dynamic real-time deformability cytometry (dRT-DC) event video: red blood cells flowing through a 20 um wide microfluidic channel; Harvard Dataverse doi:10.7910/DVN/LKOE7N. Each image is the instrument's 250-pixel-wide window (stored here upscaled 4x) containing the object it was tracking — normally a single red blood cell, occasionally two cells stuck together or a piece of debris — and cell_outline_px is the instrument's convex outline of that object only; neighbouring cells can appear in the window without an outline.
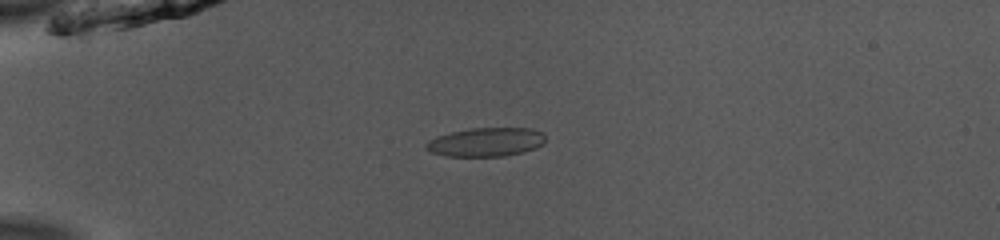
{"species": "common noctule bat (a hibernating species)", "species_latin": "Nyctalus noctula", "temperature_condition": "room temperature", "stored_images_in_passage": 51, "camera_frame_rate_fps": 3000, "um_per_image_px": 0.085, "animal": {"sex": "male", "body_mass_g": 13.0, "forearm_length_mm": 53.1}, "frame": {"image": 1, "passage_image": 14, "time_ms": 4.333, "image_size_px": [1000, 240], "cell_outline_px": [[544, 144], [536, 148], [524, 152], [504, 156], [444, 156], [432, 152], [424, 144], [428, 140], [436, 136], [452, 132], [472, 128], [532, 128], [540, 132], [544, 136]], "centroid_in_image_um": [41.32, 12.08], "position_along_channel_um": 43.7, "area_um2": 20.0}}
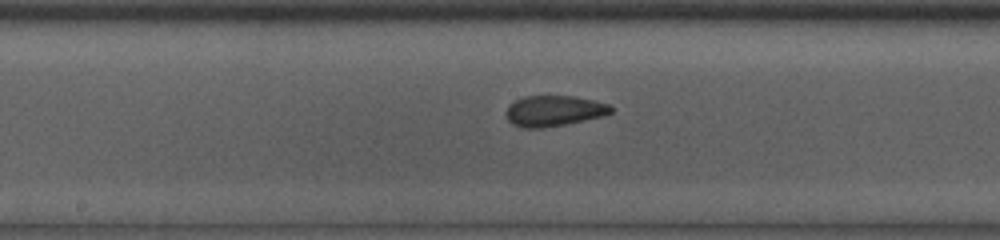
{"frame": {"image": 2, "passage_image": 28, "time_ms": 9.0, "image_size_px": [1000, 240], "cell_outline_px": [[612, 112], [604, 116], [564, 124], [540, 128], [524, 128], [512, 124], [508, 120], [508, 104], [524, 96], [576, 96], [612, 104]], "centroid_in_image_um": [47.13, 9.41], "position_along_channel_um": 201.1, "area_um2": 18.73}}
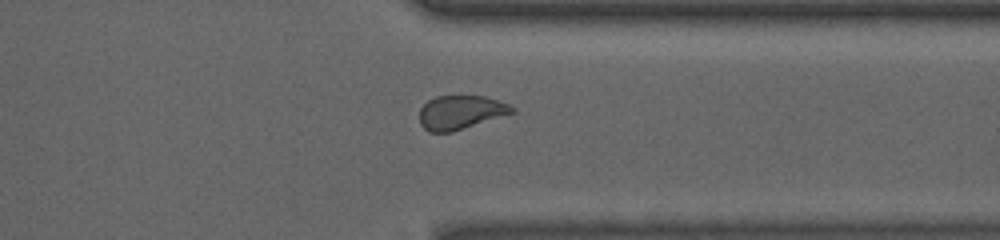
{"frame": {"image": 3, "passage_image": 41, "time_ms": 13.333, "image_size_px": [1000, 240], "cell_outline_px": [[516, 112], [452, 132], [428, 132], [420, 124], [420, 108], [428, 100], [436, 96], [484, 96], [512, 104], [516, 108]], "centroid_in_image_um": [39.18, 9.54], "position_along_channel_um": 372.2, "area_um2": 18.44}, "authors_computed_cell_mechanics": {"area_um2": 19.3052, "velocity_mm_per_s": 3.9612, "shape_relaxation_time_tau1_ms": 6.1104, "shape_relaxation_time_tau2_ms": 1.2565, "deformation_change_tau1": 0.1383, "deformation_change_tau2": 0.0603}}